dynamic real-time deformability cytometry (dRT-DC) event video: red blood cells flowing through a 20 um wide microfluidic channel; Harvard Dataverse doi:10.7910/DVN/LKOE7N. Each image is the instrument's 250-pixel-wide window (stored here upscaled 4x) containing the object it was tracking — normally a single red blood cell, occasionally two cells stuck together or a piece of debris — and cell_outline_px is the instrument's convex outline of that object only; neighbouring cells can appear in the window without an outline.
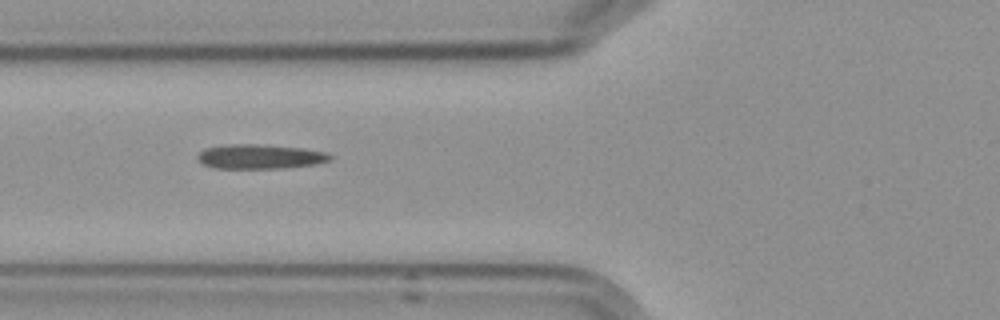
{"species": "Egyptian fruit bat (a non-hibernating species)", "species_latin": "Rousettus aegyptiacus", "temperature_condition": "cold", "stored_images_in_passage": 7, "camera_frame_rate_fps": 3000, "um_per_image_px": 0.085, "frame": {"image": 1, "passage_image": 6, "time_ms": 5.667, "image_size_px": [1000, 320], "cell_outline_px": [[332, 156], [328, 160], [312, 164], [280, 168], [216, 168], [204, 164], [196, 156], [204, 148], [228, 144], [260, 144], [300, 148], [328, 152]], "centroid_in_image_um": [22.06, 13.3], "position_along_channel_um": 103.7, "area_um2": 18.61}}